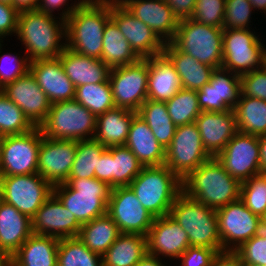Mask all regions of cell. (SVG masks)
Listing matches in <instances>:
<instances>
[{"instance_id": "16", "label": "cell", "mask_w": 266, "mask_h": 266, "mask_svg": "<svg viewBox=\"0 0 266 266\" xmlns=\"http://www.w3.org/2000/svg\"><path fill=\"white\" fill-rule=\"evenodd\" d=\"M258 136L237 132L216 156L224 169L240 183L261 174Z\"/></svg>"}, {"instance_id": "57", "label": "cell", "mask_w": 266, "mask_h": 266, "mask_svg": "<svg viewBox=\"0 0 266 266\" xmlns=\"http://www.w3.org/2000/svg\"><path fill=\"white\" fill-rule=\"evenodd\" d=\"M258 141L260 150L259 165L261 171H263L266 169V134L259 136Z\"/></svg>"}, {"instance_id": "36", "label": "cell", "mask_w": 266, "mask_h": 266, "mask_svg": "<svg viewBox=\"0 0 266 266\" xmlns=\"http://www.w3.org/2000/svg\"><path fill=\"white\" fill-rule=\"evenodd\" d=\"M233 111L239 132L258 137L266 134V101L240 94Z\"/></svg>"}, {"instance_id": "38", "label": "cell", "mask_w": 266, "mask_h": 266, "mask_svg": "<svg viewBox=\"0 0 266 266\" xmlns=\"http://www.w3.org/2000/svg\"><path fill=\"white\" fill-rule=\"evenodd\" d=\"M74 100L86 107L96 117L116 107L109 80L76 87Z\"/></svg>"}, {"instance_id": "21", "label": "cell", "mask_w": 266, "mask_h": 266, "mask_svg": "<svg viewBox=\"0 0 266 266\" xmlns=\"http://www.w3.org/2000/svg\"><path fill=\"white\" fill-rule=\"evenodd\" d=\"M31 221L33 234L58 239L77 237L82 226L54 194L43 203Z\"/></svg>"}, {"instance_id": "48", "label": "cell", "mask_w": 266, "mask_h": 266, "mask_svg": "<svg viewBox=\"0 0 266 266\" xmlns=\"http://www.w3.org/2000/svg\"><path fill=\"white\" fill-rule=\"evenodd\" d=\"M1 48L2 46L0 47V54ZM14 55L15 54L11 53L0 55V89L11 82H14L19 77L24 76L29 71L30 62L28 61V58L26 56L20 58L19 56ZM5 63L11 64V67L10 65L7 67Z\"/></svg>"}, {"instance_id": "8", "label": "cell", "mask_w": 266, "mask_h": 266, "mask_svg": "<svg viewBox=\"0 0 266 266\" xmlns=\"http://www.w3.org/2000/svg\"><path fill=\"white\" fill-rule=\"evenodd\" d=\"M171 43L200 63L222 67L223 28L201 24L191 18L181 20Z\"/></svg>"}, {"instance_id": "33", "label": "cell", "mask_w": 266, "mask_h": 266, "mask_svg": "<svg viewBox=\"0 0 266 266\" xmlns=\"http://www.w3.org/2000/svg\"><path fill=\"white\" fill-rule=\"evenodd\" d=\"M146 254V236L121 233L102 256V263L103 266H135Z\"/></svg>"}, {"instance_id": "23", "label": "cell", "mask_w": 266, "mask_h": 266, "mask_svg": "<svg viewBox=\"0 0 266 266\" xmlns=\"http://www.w3.org/2000/svg\"><path fill=\"white\" fill-rule=\"evenodd\" d=\"M119 1L136 19L149 26L164 43L173 40L179 21L164 0Z\"/></svg>"}, {"instance_id": "64", "label": "cell", "mask_w": 266, "mask_h": 266, "mask_svg": "<svg viewBox=\"0 0 266 266\" xmlns=\"http://www.w3.org/2000/svg\"><path fill=\"white\" fill-rule=\"evenodd\" d=\"M263 67L266 69V50H265V53H264Z\"/></svg>"}, {"instance_id": "61", "label": "cell", "mask_w": 266, "mask_h": 266, "mask_svg": "<svg viewBox=\"0 0 266 266\" xmlns=\"http://www.w3.org/2000/svg\"><path fill=\"white\" fill-rule=\"evenodd\" d=\"M261 230L266 233V212L261 217Z\"/></svg>"}, {"instance_id": "58", "label": "cell", "mask_w": 266, "mask_h": 266, "mask_svg": "<svg viewBox=\"0 0 266 266\" xmlns=\"http://www.w3.org/2000/svg\"><path fill=\"white\" fill-rule=\"evenodd\" d=\"M135 266H166L160 257L146 254Z\"/></svg>"}, {"instance_id": "54", "label": "cell", "mask_w": 266, "mask_h": 266, "mask_svg": "<svg viewBox=\"0 0 266 266\" xmlns=\"http://www.w3.org/2000/svg\"><path fill=\"white\" fill-rule=\"evenodd\" d=\"M178 21L190 19L195 8L196 0H164Z\"/></svg>"}, {"instance_id": "18", "label": "cell", "mask_w": 266, "mask_h": 266, "mask_svg": "<svg viewBox=\"0 0 266 266\" xmlns=\"http://www.w3.org/2000/svg\"><path fill=\"white\" fill-rule=\"evenodd\" d=\"M77 150V140L48 139L42 135L39 146L38 174L52 186L65 183Z\"/></svg>"}, {"instance_id": "29", "label": "cell", "mask_w": 266, "mask_h": 266, "mask_svg": "<svg viewBox=\"0 0 266 266\" xmlns=\"http://www.w3.org/2000/svg\"><path fill=\"white\" fill-rule=\"evenodd\" d=\"M32 234L31 218L3 201L0 204V248L12 256Z\"/></svg>"}, {"instance_id": "63", "label": "cell", "mask_w": 266, "mask_h": 266, "mask_svg": "<svg viewBox=\"0 0 266 266\" xmlns=\"http://www.w3.org/2000/svg\"><path fill=\"white\" fill-rule=\"evenodd\" d=\"M243 266H263V265L253 264V263H243Z\"/></svg>"}, {"instance_id": "45", "label": "cell", "mask_w": 266, "mask_h": 266, "mask_svg": "<svg viewBox=\"0 0 266 266\" xmlns=\"http://www.w3.org/2000/svg\"><path fill=\"white\" fill-rule=\"evenodd\" d=\"M226 0H196L191 19L201 24L223 28Z\"/></svg>"}, {"instance_id": "22", "label": "cell", "mask_w": 266, "mask_h": 266, "mask_svg": "<svg viewBox=\"0 0 266 266\" xmlns=\"http://www.w3.org/2000/svg\"><path fill=\"white\" fill-rule=\"evenodd\" d=\"M147 253L178 259L190 246L187 233L170 217V215L154 218L146 235Z\"/></svg>"}, {"instance_id": "6", "label": "cell", "mask_w": 266, "mask_h": 266, "mask_svg": "<svg viewBox=\"0 0 266 266\" xmlns=\"http://www.w3.org/2000/svg\"><path fill=\"white\" fill-rule=\"evenodd\" d=\"M169 215L187 233L190 246L224 251L218 232L215 209L191 199L181 192L170 208Z\"/></svg>"}, {"instance_id": "40", "label": "cell", "mask_w": 266, "mask_h": 266, "mask_svg": "<svg viewBox=\"0 0 266 266\" xmlns=\"http://www.w3.org/2000/svg\"><path fill=\"white\" fill-rule=\"evenodd\" d=\"M57 264L59 266H103L102 256L89 250L78 237L59 240Z\"/></svg>"}, {"instance_id": "55", "label": "cell", "mask_w": 266, "mask_h": 266, "mask_svg": "<svg viewBox=\"0 0 266 266\" xmlns=\"http://www.w3.org/2000/svg\"><path fill=\"white\" fill-rule=\"evenodd\" d=\"M210 266H243V263L234 251H223L217 253Z\"/></svg>"}, {"instance_id": "41", "label": "cell", "mask_w": 266, "mask_h": 266, "mask_svg": "<svg viewBox=\"0 0 266 266\" xmlns=\"http://www.w3.org/2000/svg\"><path fill=\"white\" fill-rule=\"evenodd\" d=\"M165 103L168 114L177 127L195 122L202 112L197 92L190 89L181 88Z\"/></svg>"}, {"instance_id": "60", "label": "cell", "mask_w": 266, "mask_h": 266, "mask_svg": "<svg viewBox=\"0 0 266 266\" xmlns=\"http://www.w3.org/2000/svg\"><path fill=\"white\" fill-rule=\"evenodd\" d=\"M248 1L252 4L255 10H257V8L258 11L261 9L266 15V0H248Z\"/></svg>"}, {"instance_id": "56", "label": "cell", "mask_w": 266, "mask_h": 266, "mask_svg": "<svg viewBox=\"0 0 266 266\" xmlns=\"http://www.w3.org/2000/svg\"><path fill=\"white\" fill-rule=\"evenodd\" d=\"M39 0H14V7L18 11L37 10Z\"/></svg>"}, {"instance_id": "49", "label": "cell", "mask_w": 266, "mask_h": 266, "mask_svg": "<svg viewBox=\"0 0 266 266\" xmlns=\"http://www.w3.org/2000/svg\"><path fill=\"white\" fill-rule=\"evenodd\" d=\"M241 94L266 101V69L264 67L240 76Z\"/></svg>"}, {"instance_id": "1", "label": "cell", "mask_w": 266, "mask_h": 266, "mask_svg": "<svg viewBox=\"0 0 266 266\" xmlns=\"http://www.w3.org/2000/svg\"><path fill=\"white\" fill-rule=\"evenodd\" d=\"M111 0H85L65 21L66 47L75 53L100 59Z\"/></svg>"}, {"instance_id": "27", "label": "cell", "mask_w": 266, "mask_h": 266, "mask_svg": "<svg viewBox=\"0 0 266 266\" xmlns=\"http://www.w3.org/2000/svg\"><path fill=\"white\" fill-rule=\"evenodd\" d=\"M148 64V99L161 102L170 100L182 88L173 63L161 53L148 57Z\"/></svg>"}, {"instance_id": "52", "label": "cell", "mask_w": 266, "mask_h": 266, "mask_svg": "<svg viewBox=\"0 0 266 266\" xmlns=\"http://www.w3.org/2000/svg\"><path fill=\"white\" fill-rule=\"evenodd\" d=\"M85 0H78V2H75L72 4V6L68 5L66 2H69L68 0H39V4L37 7V10L43 13H46L48 15H54V10H62L61 19L66 21L67 18L70 16V14L78 7L80 6ZM68 6V8H63V6ZM58 8V9H57Z\"/></svg>"}, {"instance_id": "59", "label": "cell", "mask_w": 266, "mask_h": 266, "mask_svg": "<svg viewBox=\"0 0 266 266\" xmlns=\"http://www.w3.org/2000/svg\"><path fill=\"white\" fill-rule=\"evenodd\" d=\"M0 266H12L11 256L0 248Z\"/></svg>"}, {"instance_id": "5", "label": "cell", "mask_w": 266, "mask_h": 266, "mask_svg": "<svg viewBox=\"0 0 266 266\" xmlns=\"http://www.w3.org/2000/svg\"><path fill=\"white\" fill-rule=\"evenodd\" d=\"M129 187L155 218L169 215L176 197L182 192L181 180L165 165L143 167Z\"/></svg>"}, {"instance_id": "11", "label": "cell", "mask_w": 266, "mask_h": 266, "mask_svg": "<svg viewBox=\"0 0 266 266\" xmlns=\"http://www.w3.org/2000/svg\"><path fill=\"white\" fill-rule=\"evenodd\" d=\"M212 156L205 150L195 122L178 126L171 144L166 148L164 165L180 180Z\"/></svg>"}, {"instance_id": "13", "label": "cell", "mask_w": 266, "mask_h": 266, "mask_svg": "<svg viewBox=\"0 0 266 266\" xmlns=\"http://www.w3.org/2000/svg\"><path fill=\"white\" fill-rule=\"evenodd\" d=\"M3 201L32 218L53 194V186L38 173L0 176Z\"/></svg>"}, {"instance_id": "14", "label": "cell", "mask_w": 266, "mask_h": 266, "mask_svg": "<svg viewBox=\"0 0 266 266\" xmlns=\"http://www.w3.org/2000/svg\"><path fill=\"white\" fill-rule=\"evenodd\" d=\"M218 232L224 251H234L261 231V218L239 199L216 210Z\"/></svg>"}, {"instance_id": "44", "label": "cell", "mask_w": 266, "mask_h": 266, "mask_svg": "<svg viewBox=\"0 0 266 266\" xmlns=\"http://www.w3.org/2000/svg\"><path fill=\"white\" fill-rule=\"evenodd\" d=\"M240 200L260 218L266 212V180L262 174L252 176L240 188Z\"/></svg>"}, {"instance_id": "46", "label": "cell", "mask_w": 266, "mask_h": 266, "mask_svg": "<svg viewBox=\"0 0 266 266\" xmlns=\"http://www.w3.org/2000/svg\"><path fill=\"white\" fill-rule=\"evenodd\" d=\"M252 10L248 0H226L223 29H249Z\"/></svg>"}, {"instance_id": "17", "label": "cell", "mask_w": 266, "mask_h": 266, "mask_svg": "<svg viewBox=\"0 0 266 266\" xmlns=\"http://www.w3.org/2000/svg\"><path fill=\"white\" fill-rule=\"evenodd\" d=\"M111 20L140 58L163 53L165 43L149 26L136 19L119 0H111Z\"/></svg>"}, {"instance_id": "47", "label": "cell", "mask_w": 266, "mask_h": 266, "mask_svg": "<svg viewBox=\"0 0 266 266\" xmlns=\"http://www.w3.org/2000/svg\"><path fill=\"white\" fill-rule=\"evenodd\" d=\"M234 252L242 263L266 266V233L261 230L251 239L242 243Z\"/></svg>"}, {"instance_id": "28", "label": "cell", "mask_w": 266, "mask_h": 266, "mask_svg": "<svg viewBox=\"0 0 266 266\" xmlns=\"http://www.w3.org/2000/svg\"><path fill=\"white\" fill-rule=\"evenodd\" d=\"M58 58L75 88L109 80L111 68L100 59L75 53L67 47Z\"/></svg>"}, {"instance_id": "50", "label": "cell", "mask_w": 266, "mask_h": 266, "mask_svg": "<svg viewBox=\"0 0 266 266\" xmlns=\"http://www.w3.org/2000/svg\"><path fill=\"white\" fill-rule=\"evenodd\" d=\"M217 253L218 250L207 247L189 246L177 260H182L179 266H210Z\"/></svg>"}, {"instance_id": "42", "label": "cell", "mask_w": 266, "mask_h": 266, "mask_svg": "<svg viewBox=\"0 0 266 266\" xmlns=\"http://www.w3.org/2000/svg\"><path fill=\"white\" fill-rule=\"evenodd\" d=\"M143 165L125 145L113 146L112 188L129 186Z\"/></svg>"}, {"instance_id": "15", "label": "cell", "mask_w": 266, "mask_h": 266, "mask_svg": "<svg viewBox=\"0 0 266 266\" xmlns=\"http://www.w3.org/2000/svg\"><path fill=\"white\" fill-rule=\"evenodd\" d=\"M107 214L121 233L143 236L147 235L155 218L143 207L129 186L111 189Z\"/></svg>"}, {"instance_id": "24", "label": "cell", "mask_w": 266, "mask_h": 266, "mask_svg": "<svg viewBox=\"0 0 266 266\" xmlns=\"http://www.w3.org/2000/svg\"><path fill=\"white\" fill-rule=\"evenodd\" d=\"M195 123L205 150L216 157L238 132L233 110L224 112L202 111Z\"/></svg>"}, {"instance_id": "4", "label": "cell", "mask_w": 266, "mask_h": 266, "mask_svg": "<svg viewBox=\"0 0 266 266\" xmlns=\"http://www.w3.org/2000/svg\"><path fill=\"white\" fill-rule=\"evenodd\" d=\"M111 189L96 178L67 179L53 186V194L83 225L107 214Z\"/></svg>"}, {"instance_id": "19", "label": "cell", "mask_w": 266, "mask_h": 266, "mask_svg": "<svg viewBox=\"0 0 266 266\" xmlns=\"http://www.w3.org/2000/svg\"><path fill=\"white\" fill-rule=\"evenodd\" d=\"M196 92L201 111L233 110L241 94V79L230 70L215 68L209 83Z\"/></svg>"}, {"instance_id": "35", "label": "cell", "mask_w": 266, "mask_h": 266, "mask_svg": "<svg viewBox=\"0 0 266 266\" xmlns=\"http://www.w3.org/2000/svg\"><path fill=\"white\" fill-rule=\"evenodd\" d=\"M139 59L117 25L110 19L104 27L101 60L114 68L135 63Z\"/></svg>"}, {"instance_id": "66", "label": "cell", "mask_w": 266, "mask_h": 266, "mask_svg": "<svg viewBox=\"0 0 266 266\" xmlns=\"http://www.w3.org/2000/svg\"><path fill=\"white\" fill-rule=\"evenodd\" d=\"M3 202V198H2V191H1V188H0V204Z\"/></svg>"}, {"instance_id": "67", "label": "cell", "mask_w": 266, "mask_h": 266, "mask_svg": "<svg viewBox=\"0 0 266 266\" xmlns=\"http://www.w3.org/2000/svg\"><path fill=\"white\" fill-rule=\"evenodd\" d=\"M0 157H1V137H0Z\"/></svg>"}, {"instance_id": "32", "label": "cell", "mask_w": 266, "mask_h": 266, "mask_svg": "<svg viewBox=\"0 0 266 266\" xmlns=\"http://www.w3.org/2000/svg\"><path fill=\"white\" fill-rule=\"evenodd\" d=\"M137 112L114 107L97 116L94 139L105 147L125 145L130 124Z\"/></svg>"}, {"instance_id": "31", "label": "cell", "mask_w": 266, "mask_h": 266, "mask_svg": "<svg viewBox=\"0 0 266 266\" xmlns=\"http://www.w3.org/2000/svg\"><path fill=\"white\" fill-rule=\"evenodd\" d=\"M59 240L32 234L11 256L12 266H56Z\"/></svg>"}, {"instance_id": "25", "label": "cell", "mask_w": 266, "mask_h": 266, "mask_svg": "<svg viewBox=\"0 0 266 266\" xmlns=\"http://www.w3.org/2000/svg\"><path fill=\"white\" fill-rule=\"evenodd\" d=\"M29 71L51 104L74 99L76 88L66 75L59 58L32 61Z\"/></svg>"}, {"instance_id": "20", "label": "cell", "mask_w": 266, "mask_h": 266, "mask_svg": "<svg viewBox=\"0 0 266 266\" xmlns=\"http://www.w3.org/2000/svg\"><path fill=\"white\" fill-rule=\"evenodd\" d=\"M0 90L23 111L35 127L45 121L51 103L30 71Z\"/></svg>"}, {"instance_id": "53", "label": "cell", "mask_w": 266, "mask_h": 266, "mask_svg": "<svg viewBox=\"0 0 266 266\" xmlns=\"http://www.w3.org/2000/svg\"><path fill=\"white\" fill-rule=\"evenodd\" d=\"M112 161L113 146L108 147L101 155L98 161L97 169H95V178L104 181L112 188Z\"/></svg>"}, {"instance_id": "3", "label": "cell", "mask_w": 266, "mask_h": 266, "mask_svg": "<svg viewBox=\"0 0 266 266\" xmlns=\"http://www.w3.org/2000/svg\"><path fill=\"white\" fill-rule=\"evenodd\" d=\"M181 184L186 196L215 210L240 199L241 183L224 169L216 157L190 172Z\"/></svg>"}, {"instance_id": "39", "label": "cell", "mask_w": 266, "mask_h": 266, "mask_svg": "<svg viewBox=\"0 0 266 266\" xmlns=\"http://www.w3.org/2000/svg\"><path fill=\"white\" fill-rule=\"evenodd\" d=\"M106 149L94 138L77 141L76 156L68 179L95 178L98 161Z\"/></svg>"}, {"instance_id": "12", "label": "cell", "mask_w": 266, "mask_h": 266, "mask_svg": "<svg viewBox=\"0 0 266 266\" xmlns=\"http://www.w3.org/2000/svg\"><path fill=\"white\" fill-rule=\"evenodd\" d=\"M148 58L111 68L109 82L116 107L138 112L148 99Z\"/></svg>"}, {"instance_id": "10", "label": "cell", "mask_w": 266, "mask_h": 266, "mask_svg": "<svg viewBox=\"0 0 266 266\" xmlns=\"http://www.w3.org/2000/svg\"><path fill=\"white\" fill-rule=\"evenodd\" d=\"M41 129L1 137L0 176L38 173Z\"/></svg>"}, {"instance_id": "34", "label": "cell", "mask_w": 266, "mask_h": 266, "mask_svg": "<svg viewBox=\"0 0 266 266\" xmlns=\"http://www.w3.org/2000/svg\"><path fill=\"white\" fill-rule=\"evenodd\" d=\"M120 234L117 224L105 214L83 224L77 237L89 250L103 256Z\"/></svg>"}, {"instance_id": "26", "label": "cell", "mask_w": 266, "mask_h": 266, "mask_svg": "<svg viewBox=\"0 0 266 266\" xmlns=\"http://www.w3.org/2000/svg\"><path fill=\"white\" fill-rule=\"evenodd\" d=\"M143 167L162 166L165 163L166 149L156 140L148 124L136 114L130 124L125 143Z\"/></svg>"}, {"instance_id": "62", "label": "cell", "mask_w": 266, "mask_h": 266, "mask_svg": "<svg viewBox=\"0 0 266 266\" xmlns=\"http://www.w3.org/2000/svg\"><path fill=\"white\" fill-rule=\"evenodd\" d=\"M0 2L8 3L14 6V0H0Z\"/></svg>"}, {"instance_id": "37", "label": "cell", "mask_w": 266, "mask_h": 266, "mask_svg": "<svg viewBox=\"0 0 266 266\" xmlns=\"http://www.w3.org/2000/svg\"><path fill=\"white\" fill-rule=\"evenodd\" d=\"M137 114L144 119L156 140L166 149L177 128L168 114L166 103L147 99Z\"/></svg>"}, {"instance_id": "7", "label": "cell", "mask_w": 266, "mask_h": 266, "mask_svg": "<svg viewBox=\"0 0 266 266\" xmlns=\"http://www.w3.org/2000/svg\"><path fill=\"white\" fill-rule=\"evenodd\" d=\"M96 123L97 117L72 99L52 103L45 121L39 128L42 135L48 139L80 141L94 138Z\"/></svg>"}, {"instance_id": "9", "label": "cell", "mask_w": 266, "mask_h": 266, "mask_svg": "<svg viewBox=\"0 0 266 266\" xmlns=\"http://www.w3.org/2000/svg\"><path fill=\"white\" fill-rule=\"evenodd\" d=\"M249 29H223L222 68L241 76L263 67L266 47Z\"/></svg>"}, {"instance_id": "51", "label": "cell", "mask_w": 266, "mask_h": 266, "mask_svg": "<svg viewBox=\"0 0 266 266\" xmlns=\"http://www.w3.org/2000/svg\"><path fill=\"white\" fill-rule=\"evenodd\" d=\"M19 11L11 4L0 2V37L17 33Z\"/></svg>"}, {"instance_id": "68", "label": "cell", "mask_w": 266, "mask_h": 266, "mask_svg": "<svg viewBox=\"0 0 266 266\" xmlns=\"http://www.w3.org/2000/svg\"><path fill=\"white\" fill-rule=\"evenodd\" d=\"M1 40H2V37H0V47L2 46V44H1V43L3 42V40H2V41H1Z\"/></svg>"}, {"instance_id": "30", "label": "cell", "mask_w": 266, "mask_h": 266, "mask_svg": "<svg viewBox=\"0 0 266 266\" xmlns=\"http://www.w3.org/2000/svg\"><path fill=\"white\" fill-rule=\"evenodd\" d=\"M163 53L173 63L182 88L198 91L209 83L215 68L198 62L191 55L178 50L171 42L165 43Z\"/></svg>"}, {"instance_id": "2", "label": "cell", "mask_w": 266, "mask_h": 266, "mask_svg": "<svg viewBox=\"0 0 266 266\" xmlns=\"http://www.w3.org/2000/svg\"><path fill=\"white\" fill-rule=\"evenodd\" d=\"M16 35L29 62L58 58L66 47L65 21L38 10L19 11Z\"/></svg>"}, {"instance_id": "43", "label": "cell", "mask_w": 266, "mask_h": 266, "mask_svg": "<svg viewBox=\"0 0 266 266\" xmlns=\"http://www.w3.org/2000/svg\"><path fill=\"white\" fill-rule=\"evenodd\" d=\"M34 128L23 111L0 90V137L23 134Z\"/></svg>"}, {"instance_id": "65", "label": "cell", "mask_w": 266, "mask_h": 266, "mask_svg": "<svg viewBox=\"0 0 266 266\" xmlns=\"http://www.w3.org/2000/svg\"><path fill=\"white\" fill-rule=\"evenodd\" d=\"M261 174H262V176L265 178V180H266V169L265 170H263V171H261Z\"/></svg>"}]
</instances>
